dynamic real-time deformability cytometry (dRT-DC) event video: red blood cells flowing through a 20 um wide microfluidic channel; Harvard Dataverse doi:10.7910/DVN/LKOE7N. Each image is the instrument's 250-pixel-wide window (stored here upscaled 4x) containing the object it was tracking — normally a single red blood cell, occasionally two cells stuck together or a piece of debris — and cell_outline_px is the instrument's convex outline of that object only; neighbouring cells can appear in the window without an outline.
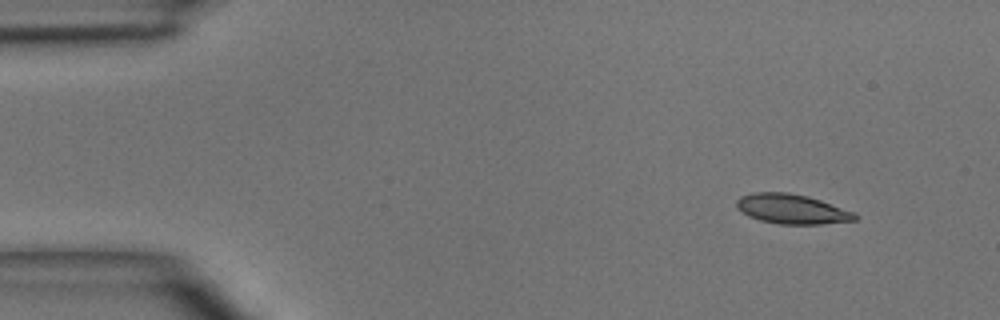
{"species": "common noctule bat (a hibernating species)", "species_latin": "Nyctalus noctula", "temperature_condition": "room temperature", "stored_images_in_passage": 4, "camera_frame_rate_fps": 3000, "um_per_image_px": 0.085, "animal": {"sex": "male", "body_mass_g": 15.6}, "frame": {"image": 1, "passage_image": 1, "time_ms": 0.0, "image_size_px": [1000, 320], "cell_outline_px": [[860, 216], [856, 220], [820, 224], [780, 224], [760, 220], [748, 216], [736, 208], [736, 200], [740, 196], [752, 192], [788, 192], [808, 196], [856, 212]], "centroid_in_image_um": [67.31, 17.76], "position_along_channel_um": 17.7, "area_um2": 20.69}}
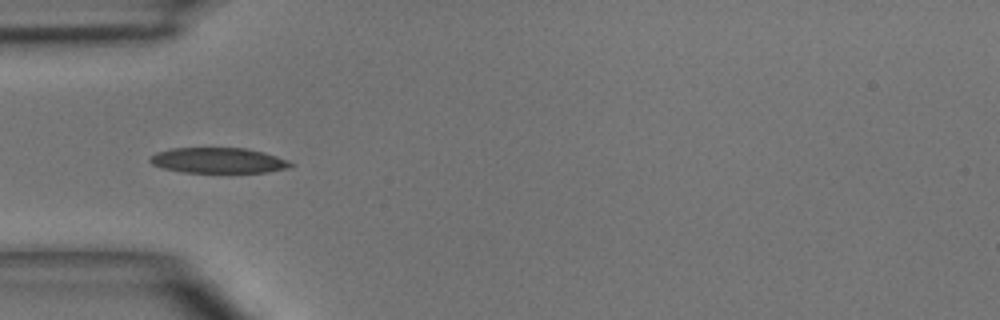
{"frame": {"image": 2, "passage_image": 4, "time_ms": 3.333, "image_size_px": [1000, 320], "cell_outline_px": [[296, 164], [288, 168], [268, 172], [184, 172], [164, 168], [152, 164], [148, 160], [156, 152], [172, 148], [244, 148], [264, 152], [288, 160]], "centroid_in_image_um": [18.58, 13.63], "position_along_channel_um": 66.4, "area_um2": 20.75}}